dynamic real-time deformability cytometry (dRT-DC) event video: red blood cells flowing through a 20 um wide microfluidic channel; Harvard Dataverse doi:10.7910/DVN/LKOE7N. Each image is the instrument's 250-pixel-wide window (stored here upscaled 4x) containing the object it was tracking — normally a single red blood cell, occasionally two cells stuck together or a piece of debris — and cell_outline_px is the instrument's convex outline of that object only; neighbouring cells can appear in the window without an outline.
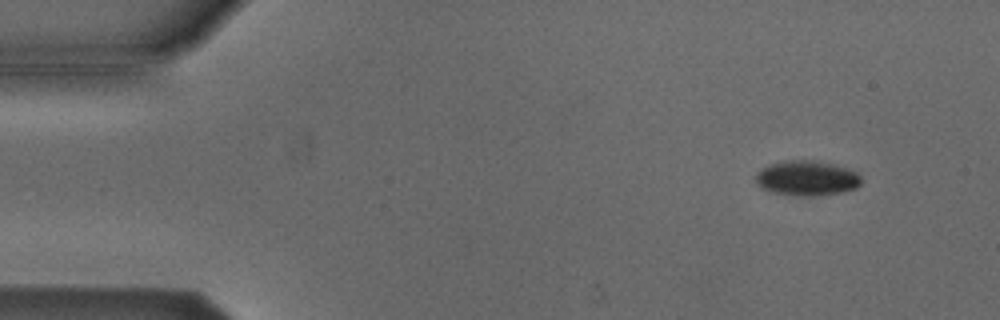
{"species": "Egyptian fruit bat (a non-hibernating species)", "species_latin": "Rousettus aegyptiacus", "temperature_condition": "cold", "stored_images_in_passage": 54, "camera_frame_rate_fps": 3000, "um_per_image_px": 0.085, "animal": {"sex": "male"}, "frame": {"image": 1, "passage_image": 5, "time_ms": 1.333, "image_size_px": [1000, 320], "cell_outline_px": [[860, 184], [856, 188], [844, 192], [812, 196], [804, 196], [768, 192], [760, 188], [756, 184], [756, 172], [760, 168], [768, 164], [784, 160], [816, 160], [832, 164], [856, 172], [860, 176]], "centroid_in_image_um": [68.51, 15.14], "position_along_channel_um": 16.5, "area_um2": 21.73}}
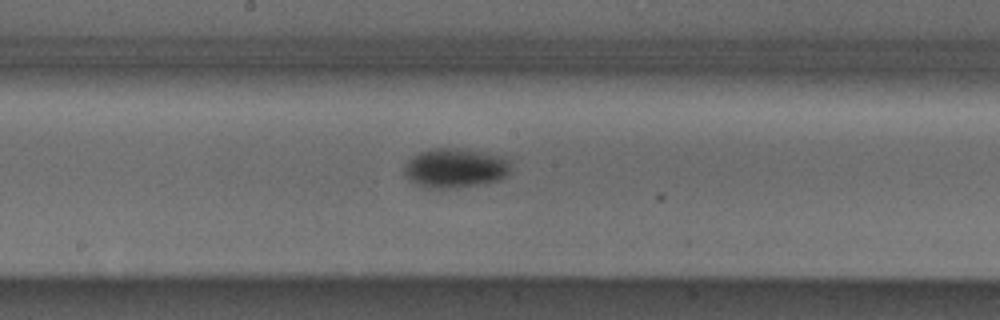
{"frame": {"image": 2, "passage_image": 28, "time_ms": 9.0, "image_size_px": [1000, 320], "cell_outline_px": [[508, 176], [500, 180], [488, 184], [456, 188], [420, 188], [408, 180], [404, 176], [404, 164], [412, 156], [428, 148], [460, 148], [484, 152], [508, 160]], "centroid_in_image_um": [38.62, 14.31], "position_along_channel_um": 209.6, "area_um2": 24.97}}
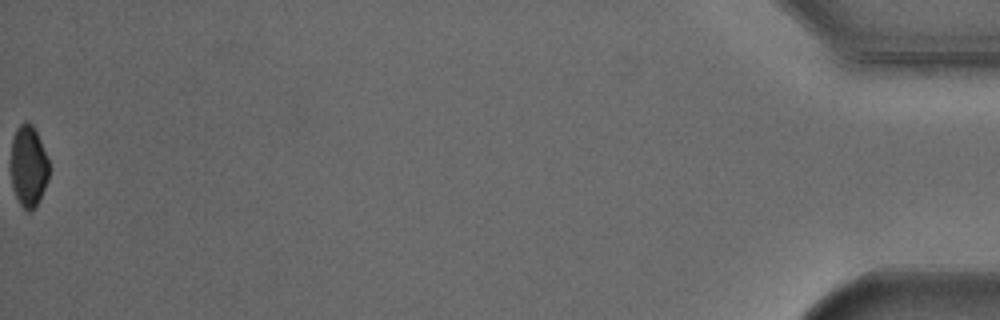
{"frame": {"image": 3, "passage_image": 54, "time_ms": 17.667, "image_size_px": [1000, 320], "cell_outline_px": [[48, 180], [40, 200], [28, 212], [20, 204], [16, 196], [12, 184], [12, 140], [16, 128], [24, 120], [28, 120], [32, 124], [40, 140], [48, 160]], "centroid_in_image_um": [2.43, 14.09], "position_along_channel_um": 432.8, "area_um2": 17.8}, "authors_computed_cell_mechanics": {"area_um2": 22.542, "velocity_mm_per_s": 3.8153, "shape_relaxation_time_tau1_ms": 4.5357, "shape_relaxation_time_tau2_ms": null, "deformation_change_tau1": 0.0772, "deformation_change_tau2": null}}